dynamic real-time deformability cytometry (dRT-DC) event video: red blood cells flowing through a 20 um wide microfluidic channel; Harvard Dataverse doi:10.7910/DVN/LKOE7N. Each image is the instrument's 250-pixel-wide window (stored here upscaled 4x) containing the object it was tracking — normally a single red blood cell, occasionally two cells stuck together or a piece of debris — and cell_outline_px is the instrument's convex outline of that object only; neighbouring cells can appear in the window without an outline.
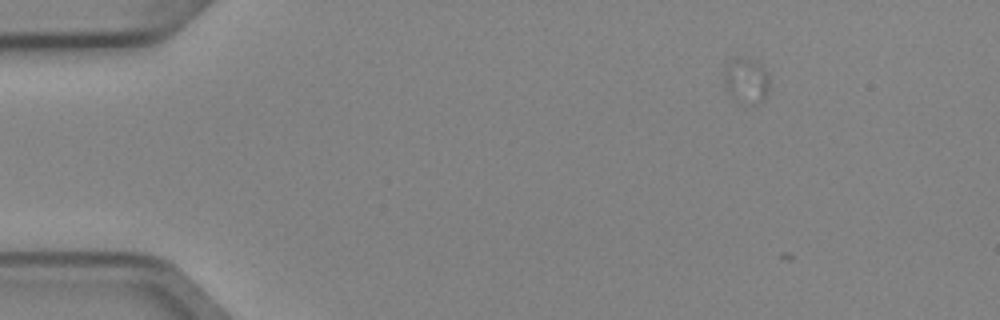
{"species": "Egyptian fruit bat (a non-hibernating species)", "species_latin": "Rousettus aegyptiacus", "temperature_condition": "cold", "stored_images_in_passage": 7, "camera_frame_rate_fps": 3000, "um_per_image_px": 0.085, "animal": {"sex": "female"}, "frame": {"image": 1, "passage_image": 1, "time_ms": 0.0, "image_size_px": [1000, 320], "cell_outline_px": [[768, 96], [764, 104], [752, 104], [728, 88], [724, 84], [724, 72], [728, 64], [740, 56], [756, 60], [764, 64], [768, 72]], "centroid_in_image_um": [63.56, 6.77], "position_along_channel_um": 21.4, "area_um2": 11.62}}